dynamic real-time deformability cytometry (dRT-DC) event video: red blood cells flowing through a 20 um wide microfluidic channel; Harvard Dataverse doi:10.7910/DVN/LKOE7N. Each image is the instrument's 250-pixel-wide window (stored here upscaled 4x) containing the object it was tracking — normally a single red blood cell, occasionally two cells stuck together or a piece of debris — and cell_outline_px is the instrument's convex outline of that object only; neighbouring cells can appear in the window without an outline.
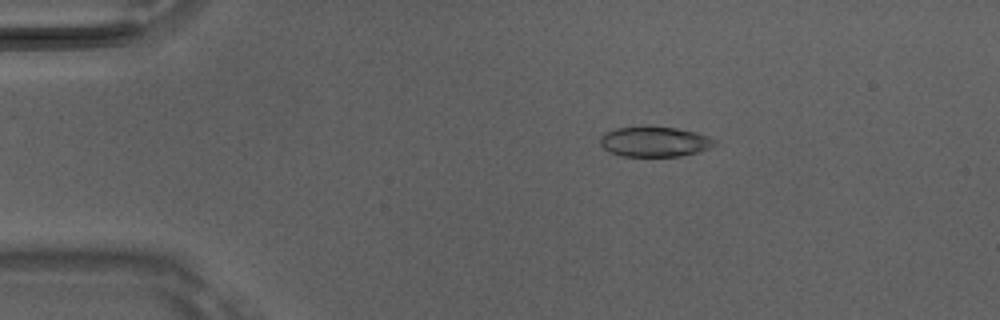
{"species": "Egyptian fruit bat (a non-hibernating species)", "species_latin": "Rousettus aegyptiacus", "temperature_condition": "room temperature", "stored_images_in_passage": 4, "camera_frame_rate_fps": 3000, "um_per_image_px": 0.085, "animal": {"sex": "male"}, "frame": {"image": 1, "passage_image": 2, "time_ms": 0.333, "image_size_px": [1000, 320], "cell_outline_px": [[716, 144], [700, 152], [680, 156], [620, 156], [608, 152], [600, 144], [600, 136], [604, 132], [616, 128], [640, 124], [676, 128], [696, 132], [708, 136], [716, 140]], "centroid_in_image_um": [55.59, 12.01], "position_along_channel_um": 29.4, "area_um2": 20.75}}